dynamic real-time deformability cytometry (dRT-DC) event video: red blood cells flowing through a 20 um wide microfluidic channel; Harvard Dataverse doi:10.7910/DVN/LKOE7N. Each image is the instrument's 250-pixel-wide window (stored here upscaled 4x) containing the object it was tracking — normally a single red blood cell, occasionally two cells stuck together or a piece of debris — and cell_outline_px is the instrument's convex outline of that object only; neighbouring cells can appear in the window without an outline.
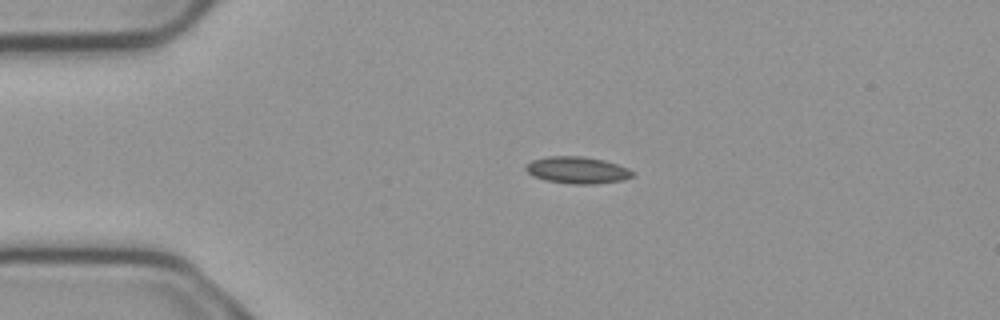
{"species": "common noctule bat (a hibernating species)", "species_latin": "Nyctalus noctula", "temperature_condition": "cold", "stored_images_in_passage": 3, "camera_frame_rate_fps": 3000, "um_per_image_px": 0.085, "animal": {"sex": "male", "body_mass_g": 23.1, "forearm_length_mm": 52.7}, "frame": {"image": 1, "passage_image": 2, "time_ms": 0.333, "image_size_px": [1000, 320], "cell_outline_px": [[636, 172], [632, 176], [624, 180], [592, 184], [572, 184], [544, 180], [532, 176], [524, 168], [524, 164], [532, 160], [548, 156], [580, 156], [604, 160], [628, 168]], "centroid_in_image_um": [49.04, 14.46], "position_along_channel_um": 36.0, "area_um2": 16.82}}